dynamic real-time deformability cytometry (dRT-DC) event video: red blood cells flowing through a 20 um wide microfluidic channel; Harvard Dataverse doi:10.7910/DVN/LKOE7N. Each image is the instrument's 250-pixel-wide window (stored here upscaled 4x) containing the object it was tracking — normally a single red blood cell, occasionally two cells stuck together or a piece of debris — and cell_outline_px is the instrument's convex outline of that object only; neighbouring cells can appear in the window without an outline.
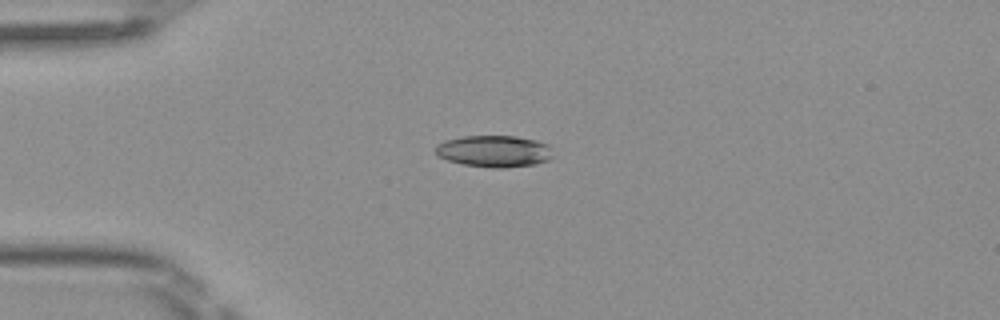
{"species": "Egyptian fruit bat (a non-hibernating species)", "species_latin": "Rousettus aegyptiacus", "temperature_condition": "room temperature", "stored_images_in_passage": 40, "camera_frame_rate_fps": 3000, "um_per_image_px": 0.085, "frame": {"image": 1, "passage_image": 3, "time_ms": 0.667, "image_size_px": [1000, 320], "cell_outline_px": [[552, 156], [548, 160], [536, 164], [504, 168], [492, 168], [464, 164], [448, 160], [440, 156], [436, 152], [436, 144], [444, 140], [464, 136], [516, 136], [536, 140], [548, 144]], "centroid_in_image_um": [42.01, 12.85], "position_along_channel_um": 43.0, "area_um2": 21.62}}
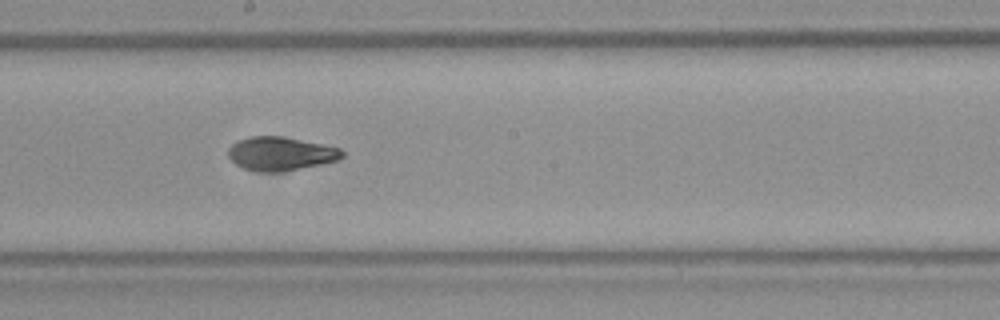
{"frame": {"image": 2, "passage_image": 18, "time_ms": 5.667, "image_size_px": [1000, 320], "cell_outline_px": [[344, 156], [340, 160], [280, 172], [260, 172], [244, 168], [236, 164], [228, 156], [228, 148], [236, 140], [252, 136], [284, 136], [340, 148], [344, 152]], "centroid_in_image_um": [23.85, 13.05], "position_along_channel_um": 224.4, "area_um2": 22.37}}
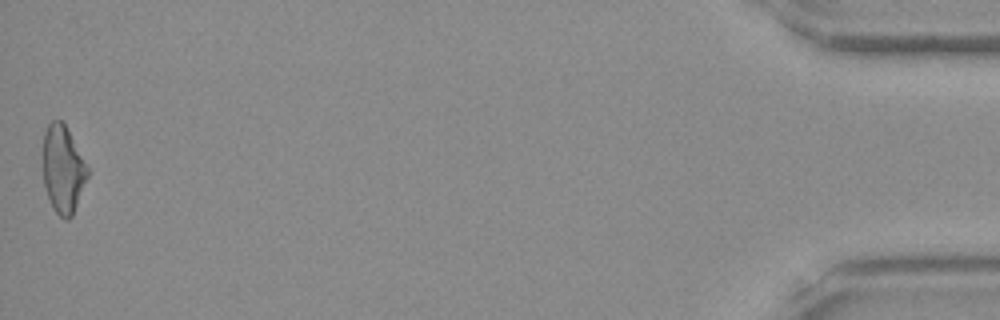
{"frame": {"image": 3, "passage_image": 40, "time_ms": 13.0, "image_size_px": [1000, 320], "cell_outline_px": [[88, 176], [72, 216], [68, 220], [64, 220], [52, 208], [44, 184], [44, 132], [48, 124], [52, 120], [60, 120], [64, 124], [88, 168]], "centroid_in_image_um": [5.35, 14.42], "position_along_channel_um": 429.9, "area_um2": 22.2}, "authors_computed_cell_mechanics": {"area_um2": 22.3686, "velocity_mm_per_s": 4.087, "shape_relaxation_time_tau1_ms": 6.6063, "shape_relaxation_time_tau2_ms": 2.5998, "deformation_change_tau1": 0.1962, "deformation_change_tau2": 0.0827}}